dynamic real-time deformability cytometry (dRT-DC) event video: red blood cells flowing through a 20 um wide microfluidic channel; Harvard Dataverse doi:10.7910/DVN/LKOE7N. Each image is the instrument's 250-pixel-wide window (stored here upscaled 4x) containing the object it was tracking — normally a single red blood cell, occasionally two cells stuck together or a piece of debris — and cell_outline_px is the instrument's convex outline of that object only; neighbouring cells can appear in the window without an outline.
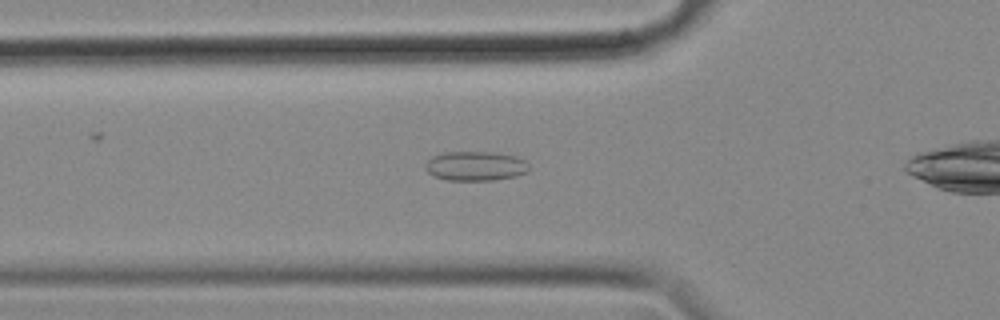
{"species": "common noctule bat (a hibernating species)", "species_latin": "Nyctalus noctula", "temperature_condition": "cold", "stored_images_in_passage": 40, "camera_frame_rate_fps": 3000, "um_per_image_px": 0.085, "animal": {"sex": "female", "body_mass_g": 18.4}, "frame": {"image": 1, "passage_image": 10, "time_ms": 3.0, "image_size_px": [1000, 320], "cell_outline_px": [[528, 168], [524, 172], [516, 176], [492, 180], [448, 180], [436, 176], [428, 172], [424, 164], [432, 156], [444, 152], [492, 152], [516, 156], [524, 160], [528, 164]], "centroid_in_image_um": [40.39, 14.1], "position_along_channel_um": 85.4, "area_um2": 17.57}}
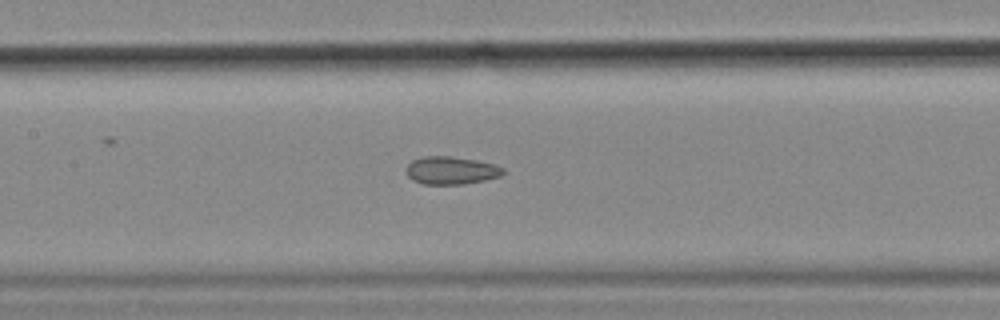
{"frame": {"image": 2, "passage_image": 17, "time_ms": 5.333, "image_size_px": [1000, 320], "cell_outline_px": [[504, 172], [500, 176], [484, 180], [464, 184], [424, 184], [412, 180], [404, 172], [404, 168], [412, 160], [424, 156], [448, 156], [476, 160], [492, 164], [504, 168]], "centroid_in_image_um": [38.29, 14.49], "position_along_channel_um": 169.1, "area_um2": 15.72}}
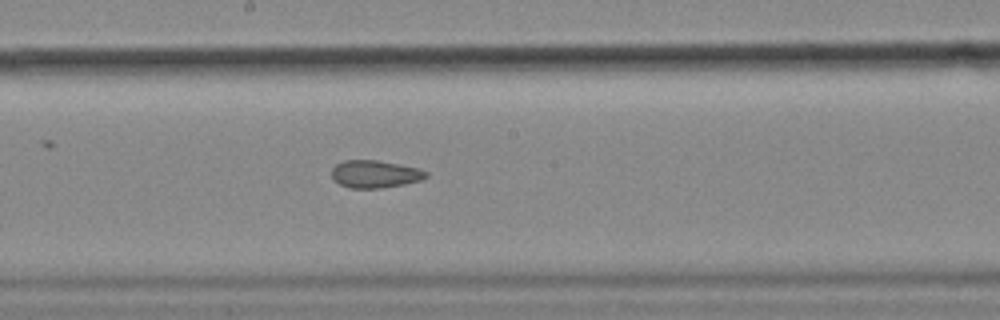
{"frame": {"image": 3, "passage_image": 21, "time_ms": 6.667, "image_size_px": [1000, 320], "cell_outline_px": [[428, 176], [420, 180], [404, 184], [380, 188], [348, 188], [340, 184], [332, 176], [332, 168], [336, 164], [344, 160], [376, 160], [416, 168], [428, 172]], "centroid_in_image_um": [31.85, 14.8], "position_along_channel_um": 216.4, "area_um2": 14.91}, "authors_computed_cell_mechanics": {"area_um2": 15.7794, "velocity_mm_per_s": 3.5703, "shape_relaxation_time_tau1_ms": null, "shape_relaxation_time_tau2_ms": 3.9327, "deformation_change_tau1": null, "deformation_change_tau2": 0.1171}}